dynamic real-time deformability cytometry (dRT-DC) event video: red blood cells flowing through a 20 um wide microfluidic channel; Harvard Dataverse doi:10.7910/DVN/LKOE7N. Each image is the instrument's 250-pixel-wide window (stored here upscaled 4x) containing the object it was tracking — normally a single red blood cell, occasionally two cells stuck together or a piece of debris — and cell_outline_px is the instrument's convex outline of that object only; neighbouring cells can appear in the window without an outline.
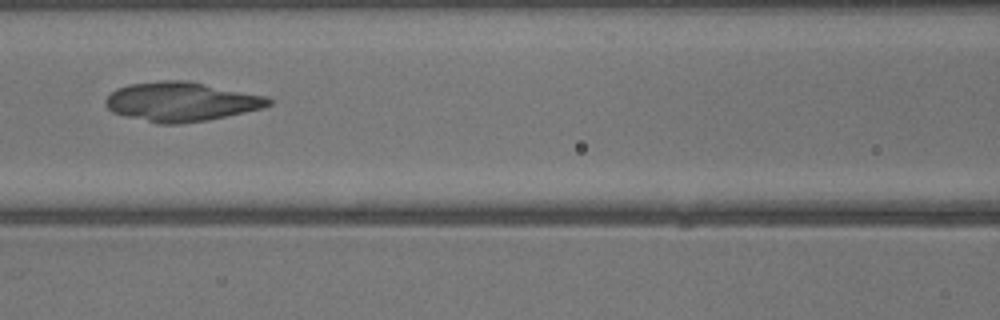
{"species": "common noctule bat (a hibernating species)", "species_latin": "Nyctalus noctula", "temperature_condition": "warm", "stored_images_in_passage": 40, "camera_frame_rate_fps": 3000, "um_per_image_px": 0.085, "animal": {"sex": "male", "body_mass_g": 13.3}, "frame": {"image": 1, "passage_image": 18, "time_ms": 5.667, "image_size_px": [1000, 320], "cell_outline_px": [[272, 104], [264, 108], [208, 120], [180, 124], [156, 124], [124, 116], [112, 112], [104, 104], [104, 100], [116, 88], [128, 84], [160, 80], [184, 80], [268, 96], [272, 100]], "centroid_in_image_um": [15.39, 8.65], "position_along_channel_um": 151.2, "area_um2": 37.63}}
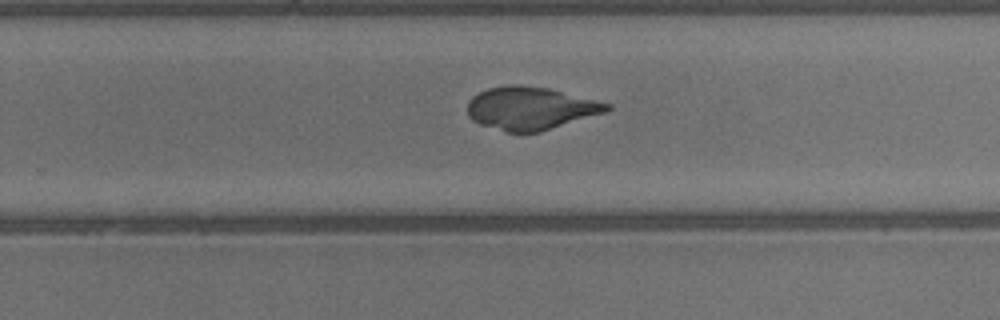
{"frame": {"image": 2, "passage_image": 26, "time_ms": 8.333, "image_size_px": [1000, 320], "cell_outline_px": [[612, 108], [608, 112], [540, 132], [508, 132], [480, 124], [472, 120], [468, 116], [468, 100], [472, 96], [488, 88], [508, 84], [520, 84], [548, 88], [612, 104]], "centroid_in_image_um": [45.12, 9.2], "position_along_channel_um": 284.7, "area_um2": 35.03}}
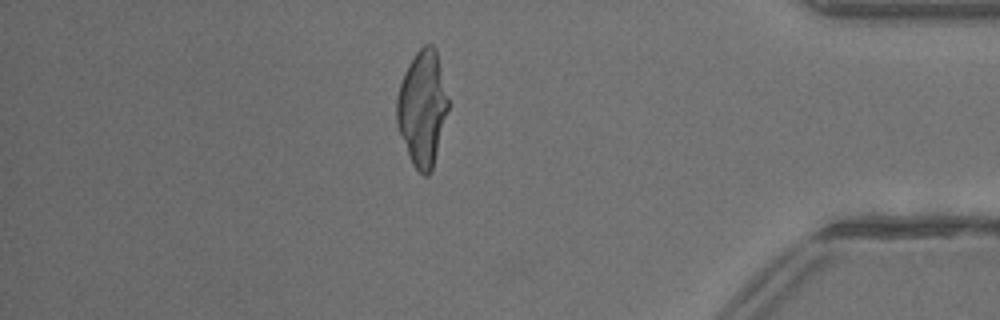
{"frame": {"image": 3, "passage_image": 35, "time_ms": 11.333, "image_size_px": [1000, 320], "cell_outline_px": [[448, 108], [432, 172], [428, 176], [424, 176], [412, 164], [396, 124], [396, 96], [404, 72], [408, 64], [416, 52], [424, 44], [432, 44], [436, 48], [448, 100]], "centroid_in_image_um": [35.88, 9.2], "position_along_channel_um": 399.3, "area_um2": 34.45}}